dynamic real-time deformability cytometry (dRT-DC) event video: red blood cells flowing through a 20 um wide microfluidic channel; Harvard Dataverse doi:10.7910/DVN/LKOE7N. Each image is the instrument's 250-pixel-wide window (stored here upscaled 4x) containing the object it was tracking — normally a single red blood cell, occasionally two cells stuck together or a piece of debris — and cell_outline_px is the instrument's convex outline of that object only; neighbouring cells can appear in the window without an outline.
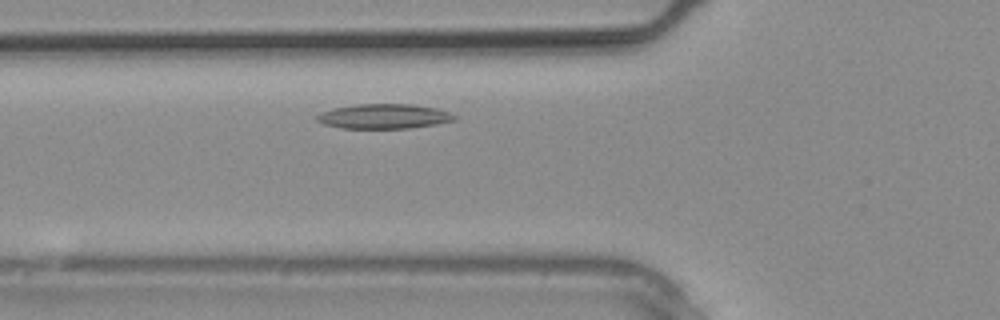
{"species": "common noctule bat (a hibernating species)", "species_latin": "Nyctalus noctula", "temperature_condition": "warm", "stored_images_in_passage": 7, "camera_frame_rate_fps": 3000, "um_per_image_px": 0.085, "animal": {"sex": "male", "body_mass_g": 20.4}, "frame": {"image": 1, "passage_image": 5, "time_ms": 1.333, "image_size_px": [1000, 320], "cell_outline_px": [[456, 120], [436, 124], [412, 128], [340, 128], [324, 124], [316, 120], [316, 116], [320, 112], [332, 108], [360, 104], [412, 104], [436, 108], [448, 112], [456, 116]], "centroid_in_image_um": [32.62, 9.89], "position_along_channel_um": 93.2, "area_um2": 19.83}}